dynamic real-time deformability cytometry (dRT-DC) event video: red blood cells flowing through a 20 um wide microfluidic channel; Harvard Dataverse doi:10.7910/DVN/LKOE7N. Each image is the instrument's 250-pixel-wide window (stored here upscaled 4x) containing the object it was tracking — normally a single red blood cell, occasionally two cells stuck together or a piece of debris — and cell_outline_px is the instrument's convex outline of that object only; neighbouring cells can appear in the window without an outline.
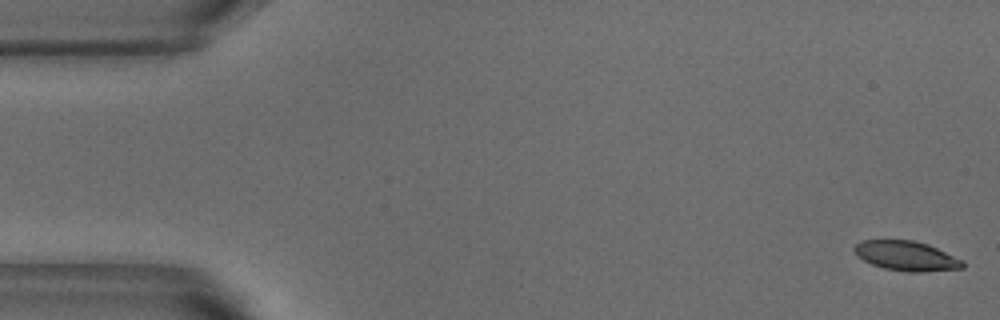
{"species": "common noctule bat (a hibernating species)", "species_latin": "Nyctalus noctula", "temperature_condition": "warm", "stored_images_in_passage": 53, "camera_frame_rate_fps": 3000, "um_per_image_px": 0.085, "animal": {"sex": "male", "body_mass_g": 18.8}, "frame": {"image": 1, "passage_image": 1, "time_ms": 0.0, "image_size_px": [1000, 320], "cell_outline_px": [[964, 268], [920, 272], [908, 272], [884, 268], [872, 264], [856, 256], [852, 248], [860, 240], [912, 240], [928, 244], [964, 260]], "centroid_in_image_um": [77.03, 21.75], "position_along_channel_um": 8.0, "area_um2": 18.84}}
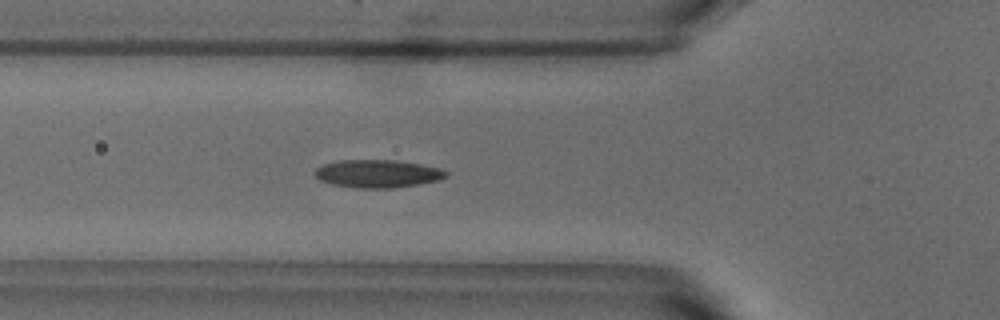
{"frame": {"image": 2, "passage_image": 18, "time_ms": 5.667, "image_size_px": [1000, 320], "cell_outline_px": [[448, 176], [440, 180], [420, 184], [392, 188], [356, 188], [332, 184], [320, 180], [316, 176], [316, 168], [324, 164], [340, 160], [396, 160], [420, 164], [440, 168], [448, 172]], "centroid_in_image_um": [32.14, 14.76], "position_along_channel_um": 93.7, "area_um2": 21.33}}
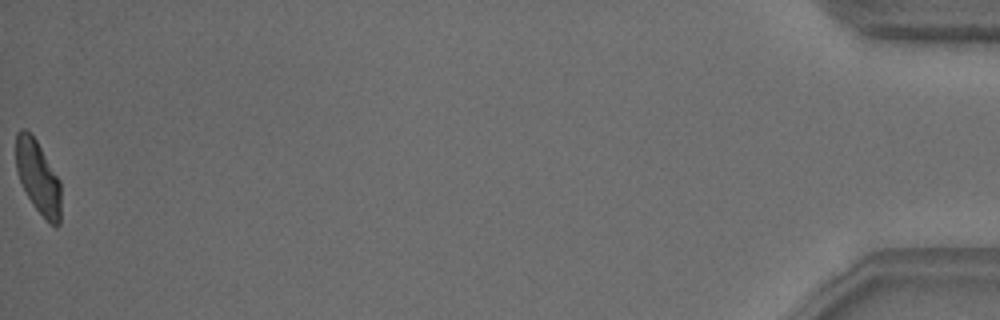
{"frame": {"image": 3, "passage_image": 53, "time_ms": 17.333, "image_size_px": [1000, 320], "cell_outline_px": [[60, 224], [56, 228], [48, 224], [32, 204], [16, 172], [16, 132], [20, 128], [24, 128], [36, 140], [60, 180]], "centroid_in_image_um": [3.24, 15.1], "position_along_channel_um": 432.0, "area_um2": 19.25}, "authors_computed_cell_mechanics": {"area_um2": 20.0566, "velocity_mm_per_s": 3.7833, "shape_relaxation_time_tau1_ms": 4.6496, "shape_relaxation_time_tau2_ms": 2.1286, "deformation_change_tau1": 0.149, "deformation_change_tau2": 0.0819}}